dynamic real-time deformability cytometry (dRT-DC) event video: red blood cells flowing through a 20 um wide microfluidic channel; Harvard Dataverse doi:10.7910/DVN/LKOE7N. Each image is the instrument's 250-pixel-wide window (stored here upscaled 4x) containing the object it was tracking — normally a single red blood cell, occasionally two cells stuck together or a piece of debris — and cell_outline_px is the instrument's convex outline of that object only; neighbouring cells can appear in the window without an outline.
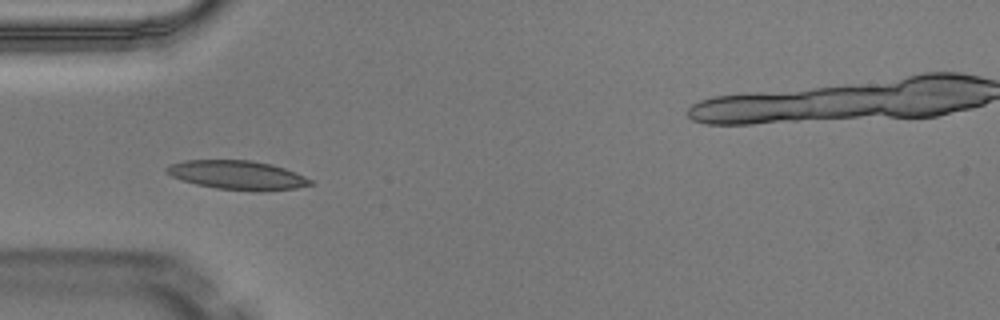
{"species": "Egyptian fruit bat (a non-hibernating species)", "species_latin": "Rousettus aegyptiacus", "temperature_condition": "warm", "stored_images_in_passage": 5, "camera_frame_rate_fps": 3000, "um_per_image_px": 0.085, "animal": {"sex": "male"}, "frame": {"image": 1, "passage_image": 4, "time_ms": 1.0, "image_size_px": [1000, 320], "cell_outline_px": [[316, 184], [296, 188], [260, 192], [256, 192], [216, 188], [196, 184], [172, 176], [164, 168], [172, 164], [184, 160], [248, 160], [272, 164], [284, 168], [304, 176], [312, 180]], "centroid_in_image_um": [20.23, 14.89], "position_along_channel_um": 64.8, "area_um2": 24.28}}